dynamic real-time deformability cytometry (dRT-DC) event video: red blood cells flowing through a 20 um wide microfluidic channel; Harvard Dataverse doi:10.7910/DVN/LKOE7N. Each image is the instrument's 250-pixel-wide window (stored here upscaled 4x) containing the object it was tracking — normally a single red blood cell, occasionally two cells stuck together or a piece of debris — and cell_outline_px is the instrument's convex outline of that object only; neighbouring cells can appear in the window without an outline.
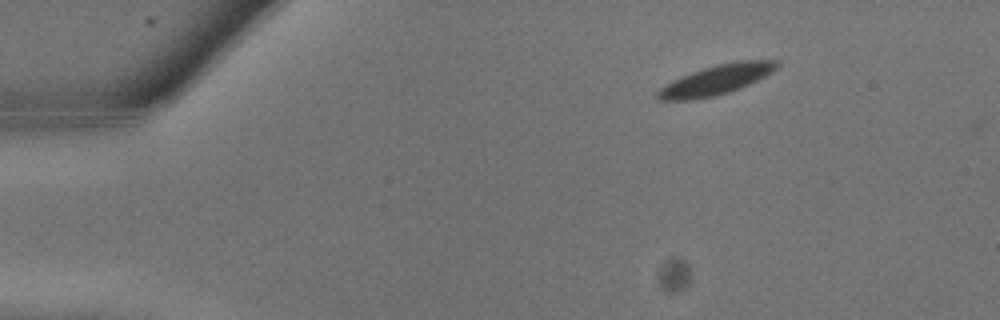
{"species": "common noctule bat (a hibernating species)", "species_latin": "Nyctalus noctula", "temperature_condition": "warm", "stored_images_in_passage": 7, "camera_frame_rate_fps": 3000, "um_per_image_px": 0.085, "animal": {"sex": "male", "body_mass_g": 13.3}, "frame": {"image": 1, "passage_image": 4, "time_ms": 1.0, "image_size_px": [1000, 320], "cell_outline_px": [[780, 64], [772, 72], [748, 84], [728, 92], [712, 96], [688, 100], [660, 100], [656, 96], [656, 92], [664, 84], [680, 76], [716, 64], [740, 60], [780, 60]], "centroid_in_image_um": [60.86, 6.77], "position_along_channel_um": 24.1, "area_um2": 20.46}}